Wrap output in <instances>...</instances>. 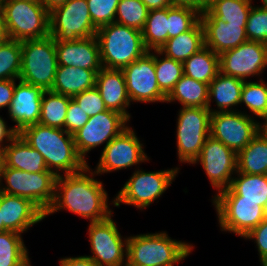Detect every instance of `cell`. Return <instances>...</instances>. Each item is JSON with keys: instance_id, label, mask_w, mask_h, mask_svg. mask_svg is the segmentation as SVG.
<instances>
[{"instance_id": "ac0fdd59", "label": "cell", "mask_w": 267, "mask_h": 266, "mask_svg": "<svg viewBox=\"0 0 267 266\" xmlns=\"http://www.w3.org/2000/svg\"><path fill=\"white\" fill-rule=\"evenodd\" d=\"M221 231L246 236L265 216V209L253 201H212Z\"/></svg>"}, {"instance_id": "4dcf8cb0", "label": "cell", "mask_w": 267, "mask_h": 266, "mask_svg": "<svg viewBox=\"0 0 267 266\" xmlns=\"http://www.w3.org/2000/svg\"><path fill=\"white\" fill-rule=\"evenodd\" d=\"M252 0H213L200 17H216L225 23L246 27Z\"/></svg>"}, {"instance_id": "5b68a950", "label": "cell", "mask_w": 267, "mask_h": 266, "mask_svg": "<svg viewBox=\"0 0 267 266\" xmlns=\"http://www.w3.org/2000/svg\"><path fill=\"white\" fill-rule=\"evenodd\" d=\"M22 62L19 80L51 90L58 67L55 39L48 35L21 41Z\"/></svg>"}, {"instance_id": "680465c9", "label": "cell", "mask_w": 267, "mask_h": 266, "mask_svg": "<svg viewBox=\"0 0 267 266\" xmlns=\"http://www.w3.org/2000/svg\"><path fill=\"white\" fill-rule=\"evenodd\" d=\"M261 2H262V5L261 6L258 5V7L267 9V0H261Z\"/></svg>"}, {"instance_id": "7bdbcfd3", "label": "cell", "mask_w": 267, "mask_h": 266, "mask_svg": "<svg viewBox=\"0 0 267 266\" xmlns=\"http://www.w3.org/2000/svg\"><path fill=\"white\" fill-rule=\"evenodd\" d=\"M72 98L83 112H86L88 117L95 116L98 113L108 110L101 97L100 91L96 86L87 89Z\"/></svg>"}, {"instance_id": "52a82bcc", "label": "cell", "mask_w": 267, "mask_h": 266, "mask_svg": "<svg viewBox=\"0 0 267 266\" xmlns=\"http://www.w3.org/2000/svg\"><path fill=\"white\" fill-rule=\"evenodd\" d=\"M179 169L178 166L156 172L135 169L113 199V205L116 207H120V204L133 205L139 210L149 207L171 186Z\"/></svg>"}, {"instance_id": "d590c367", "label": "cell", "mask_w": 267, "mask_h": 266, "mask_svg": "<svg viewBox=\"0 0 267 266\" xmlns=\"http://www.w3.org/2000/svg\"><path fill=\"white\" fill-rule=\"evenodd\" d=\"M154 65L160 91L167 97L184 75L183 62L163 56L158 50H154Z\"/></svg>"}, {"instance_id": "9f6ffc18", "label": "cell", "mask_w": 267, "mask_h": 266, "mask_svg": "<svg viewBox=\"0 0 267 266\" xmlns=\"http://www.w3.org/2000/svg\"><path fill=\"white\" fill-rule=\"evenodd\" d=\"M213 0H200V14L206 9Z\"/></svg>"}, {"instance_id": "d6a6232c", "label": "cell", "mask_w": 267, "mask_h": 266, "mask_svg": "<svg viewBox=\"0 0 267 266\" xmlns=\"http://www.w3.org/2000/svg\"><path fill=\"white\" fill-rule=\"evenodd\" d=\"M71 98L51 90H45L42 95L39 123L65 130V118Z\"/></svg>"}, {"instance_id": "e0dca14e", "label": "cell", "mask_w": 267, "mask_h": 266, "mask_svg": "<svg viewBox=\"0 0 267 266\" xmlns=\"http://www.w3.org/2000/svg\"><path fill=\"white\" fill-rule=\"evenodd\" d=\"M122 71L130 102H166V96L160 91L157 82L153 50L146 52Z\"/></svg>"}, {"instance_id": "681fc988", "label": "cell", "mask_w": 267, "mask_h": 266, "mask_svg": "<svg viewBox=\"0 0 267 266\" xmlns=\"http://www.w3.org/2000/svg\"><path fill=\"white\" fill-rule=\"evenodd\" d=\"M141 2L149 9H164L171 7L170 0H141Z\"/></svg>"}, {"instance_id": "f35d334b", "label": "cell", "mask_w": 267, "mask_h": 266, "mask_svg": "<svg viewBox=\"0 0 267 266\" xmlns=\"http://www.w3.org/2000/svg\"><path fill=\"white\" fill-rule=\"evenodd\" d=\"M242 103L259 118L267 105V83L261 78L257 82L245 81L240 99V104Z\"/></svg>"}, {"instance_id": "74e56055", "label": "cell", "mask_w": 267, "mask_h": 266, "mask_svg": "<svg viewBox=\"0 0 267 266\" xmlns=\"http://www.w3.org/2000/svg\"><path fill=\"white\" fill-rule=\"evenodd\" d=\"M149 9L141 0H120L116 9L115 23L143 30Z\"/></svg>"}, {"instance_id": "7dc6e473", "label": "cell", "mask_w": 267, "mask_h": 266, "mask_svg": "<svg viewBox=\"0 0 267 266\" xmlns=\"http://www.w3.org/2000/svg\"><path fill=\"white\" fill-rule=\"evenodd\" d=\"M14 126L9 127L4 118L0 116V151L3 152L5 147L18 135Z\"/></svg>"}, {"instance_id": "94428289", "label": "cell", "mask_w": 267, "mask_h": 266, "mask_svg": "<svg viewBox=\"0 0 267 266\" xmlns=\"http://www.w3.org/2000/svg\"><path fill=\"white\" fill-rule=\"evenodd\" d=\"M262 266H267V258L260 260Z\"/></svg>"}, {"instance_id": "c3c4849f", "label": "cell", "mask_w": 267, "mask_h": 266, "mask_svg": "<svg viewBox=\"0 0 267 266\" xmlns=\"http://www.w3.org/2000/svg\"><path fill=\"white\" fill-rule=\"evenodd\" d=\"M59 266H99L88 255L78 257H65L59 260Z\"/></svg>"}, {"instance_id": "8d00e7d4", "label": "cell", "mask_w": 267, "mask_h": 266, "mask_svg": "<svg viewBox=\"0 0 267 266\" xmlns=\"http://www.w3.org/2000/svg\"><path fill=\"white\" fill-rule=\"evenodd\" d=\"M21 62V41L8 39L0 44V80H19Z\"/></svg>"}, {"instance_id": "f907efd6", "label": "cell", "mask_w": 267, "mask_h": 266, "mask_svg": "<svg viewBox=\"0 0 267 266\" xmlns=\"http://www.w3.org/2000/svg\"><path fill=\"white\" fill-rule=\"evenodd\" d=\"M171 6L189 7L200 13V0H170Z\"/></svg>"}, {"instance_id": "6da1fadb", "label": "cell", "mask_w": 267, "mask_h": 266, "mask_svg": "<svg viewBox=\"0 0 267 266\" xmlns=\"http://www.w3.org/2000/svg\"><path fill=\"white\" fill-rule=\"evenodd\" d=\"M95 175L88 165L76 174L57 176L54 201L45 213V218L65 209L90 222L107 219L113 211L108 205V193L103 183L94 179Z\"/></svg>"}, {"instance_id": "277c9868", "label": "cell", "mask_w": 267, "mask_h": 266, "mask_svg": "<svg viewBox=\"0 0 267 266\" xmlns=\"http://www.w3.org/2000/svg\"><path fill=\"white\" fill-rule=\"evenodd\" d=\"M101 63L104 68L123 69L148 50L142 31L118 23H110L97 29Z\"/></svg>"}, {"instance_id": "7c38bea8", "label": "cell", "mask_w": 267, "mask_h": 266, "mask_svg": "<svg viewBox=\"0 0 267 266\" xmlns=\"http://www.w3.org/2000/svg\"><path fill=\"white\" fill-rule=\"evenodd\" d=\"M143 146L134 129L128 126L103 147L94 172L102 175L137 166L144 161L148 162L150 158L145 153Z\"/></svg>"}, {"instance_id": "db71d44e", "label": "cell", "mask_w": 267, "mask_h": 266, "mask_svg": "<svg viewBox=\"0 0 267 266\" xmlns=\"http://www.w3.org/2000/svg\"><path fill=\"white\" fill-rule=\"evenodd\" d=\"M264 120L263 124L258 122V128L260 132L267 133V105L263 114L259 117Z\"/></svg>"}, {"instance_id": "9a60e30c", "label": "cell", "mask_w": 267, "mask_h": 266, "mask_svg": "<svg viewBox=\"0 0 267 266\" xmlns=\"http://www.w3.org/2000/svg\"><path fill=\"white\" fill-rule=\"evenodd\" d=\"M202 165L210 185L217 190L218 194L230 187L232 175L237 172V153L225 146L211 135L205 140L199 157L194 161L195 164Z\"/></svg>"}, {"instance_id": "3957f363", "label": "cell", "mask_w": 267, "mask_h": 266, "mask_svg": "<svg viewBox=\"0 0 267 266\" xmlns=\"http://www.w3.org/2000/svg\"><path fill=\"white\" fill-rule=\"evenodd\" d=\"M127 238V263L136 266H174L193 251L192 244L172 239L165 231Z\"/></svg>"}, {"instance_id": "7a4b0ae2", "label": "cell", "mask_w": 267, "mask_h": 266, "mask_svg": "<svg viewBox=\"0 0 267 266\" xmlns=\"http://www.w3.org/2000/svg\"><path fill=\"white\" fill-rule=\"evenodd\" d=\"M19 135L33 149H36L46 162L49 171L56 176L76 174L89 164L77 152L73 135L61 128L37 123L24 128Z\"/></svg>"}, {"instance_id": "5bb4252c", "label": "cell", "mask_w": 267, "mask_h": 266, "mask_svg": "<svg viewBox=\"0 0 267 266\" xmlns=\"http://www.w3.org/2000/svg\"><path fill=\"white\" fill-rule=\"evenodd\" d=\"M254 116L242 111L211 113L210 135L236 153L260 131Z\"/></svg>"}, {"instance_id": "f6af8a7d", "label": "cell", "mask_w": 267, "mask_h": 266, "mask_svg": "<svg viewBox=\"0 0 267 266\" xmlns=\"http://www.w3.org/2000/svg\"><path fill=\"white\" fill-rule=\"evenodd\" d=\"M243 238L255 241L260 260L267 258V218L261 221Z\"/></svg>"}, {"instance_id": "2e32d148", "label": "cell", "mask_w": 267, "mask_h": 266, "mask_svg": "<svg viewBox=\"0 0 267 266\" xmlns=\"http://www.w3.org/2000/svg\"><path fill=\"white\" fill-rule=\"evenodd\" d=\"M220 72L247 81L267 67V44L247 41L219 55Z\"/></svg>"}, {"instance_id": "484cf974", "label": "cell", "mask_w": 267, "mask_h": 266, "mask_svg": "<svg viewBox=\"0 0 267 266\" xmlns=\"http://www.w3.org/2000/svg\"><path fill=\"white\" fill-rule=\"evenodd\" d=\"M4 164L29 173L49 171L44 157L18 134L4 149Z\"/></svg>"}, {"instance_id": "60d3db41", "label": "cell", "mask_w": 267, "mask_h": 266, "mask_svg": "<svg viewBox=\"0 0 267 266\" xmlns=\"http://www.w3.org/2000/svg\"><path fill=\"white\" fill-rule=\"evenodd\" d=\"M245 30L248 41L267 44V9L252 6Z\"/></svg>"}, {"instance_id": "816d5d0a", "label": "cell", "mask_w": 267, "mask_h": 266, "mask_svg": "<svg viewBox=\"0 0 267 266\" xmlns=\"http://www.w3.org/2000/svg\"><path fill=\"white\" fill-rule=\"evenodd\" d=\"M44 8L50 13L53 9L64 5L68 0H39Z\"/></svg>"}, {"instance_id": "6125c7cd", "label": "cell", "mask_w": 267, "mask_h": 266, "mask_svg": "<svg viewBox=\"0 0 267 266\" xmlns=\"http://www.w3.org/2000/svg\"><path fill=\"white\" fill-rule=\"evenodd\" d=\"M7 0H0V10H2L3 5L5 4Z\"/></svg>"}, {"instance_id": "836d02e7", "label": "cell", "mask_w": 267, "mask_h": 266, "mask_svg": "<svg viewBox=\"0 0 267 266\" xmlns=\"http://www.w3.org/2000/svg\"><path fill=\"white\" fill-rule=\"evenodd\" d=\"M168 8L149 10L142 30L143 42L148 51L159 50L168 40Z\"/></svg>"}, {"instance_id": "8992f818", "label": "cell", "mask_w": 267, "mask_h": 266, "mask_svg": "<svg viewBox=\"0 0 267 266\" xmlns=\"http://www.w3.org/2000/svg\"><path fill=\"white\" fill-rule=\"evenodd\" d=\"M2 13L9 39L23 41L49 35V12L39 0H7Z\"/></svg>"}, {"instance_id": "7402d4cb", "label": "cell", "mask_w": 267, "mask_h": 266, "mask_svg": "<svg viewBox=\"0 0 267 266\" xmlns=\"http://www.w3.org/2000/svg\"><path fill=\"white\" fill-rule=\"evenodd\" d=\"M230 187L215 194L212 201H253L267 205V175L236 172Z\"/></svg>"}, {"instance_id": "91938a15", "label": "cell", "mask_w": 267, "mask_h": 266, "mask_svg": "<svg viewBox=\"0 0 267 266\" xmlns=\"http://www.w3.org/2000/svg\"><path fill=\"white\" fill-rule=\"evenodd\" d=\"M20 266H32L31 265L30 258L26 262H24L22 265H20Z\"/></svg>"}, {"instance_id": "4fadbf2b", "label": "cell", "mask_w": 267, "mask_h": 266, "mask_svg": "<svg viewBox=\"0 0 267 266\" xmlns=\"http://www.w3.org/2000/svg\"><path fill=\"white\" fill-rule=\"evenodd\" d=\"M128 122L123 114L110 109L89 117L87 123L73 134L77 152L88 163L87 153L104 143L106 146L128 127Z\"/></svg>"}, {"instance_id": "be15d7a7", "label": "cell", "mask_w": 267, "mask_h": 266, "mask_svg": "<svg viewBox=\"0 0 267 266\" xmlns=\"http://www.w3.org/2000/svg\"><path fill=\"white\" fill-rule=\"evenodd\" d=\"M122 266H136V265H133V264H129V263H125L124 265H122Z\"/></svg>"}, {"instance_id": "11a10c76", "label": "cell", "mask_w": 267, "mask_h": 266, "mask_svg": "<svg viewBox=\"0 0 267 266\" xmlns=\"http://www.w3.org/2000/svg\"><path fill=\"white\" fill-rule=\"evenodd\" d=\"M4 154L0 151V184L2 183V173H3V167H4Z\"/></svg>"}, {"instance_id": "44dd1931", "label": "cell", "mask_w": 267, "mask_h": 266, "mask_svg": "<svg viewBox=\"0 0 267 266\" xmlns=\"http://www.w3.org/2000/svg\"><path fill=\"white\" fill-rule=\"evenodd\" d=\"M58 66H73L101 70L99 44L96 36L76 41H55Z\"/></svg>"}, {"instance_id": "ba28073f", "label": "cell", "mask_w": 267, "mask_h": 266, "mask_svg": "<svg viewBox=\"0 0 267 266\" xmlns=\"http://www.w3.org/2000/svg\"><path fill=\"white\" fill-rule=\"evenodd\" d=\"M56 179L53 172L29 173L4 165L0 192L29 199L45 214L54 201Z\"/></svg>"}, {"instance_id": "603a6c76", "label": "cell", "mask_w": 267, "mask_h": 266, "mask_svg": "<svg viewBox=\"0 0 267 266\" xmlns=\"http://www.w3.org/2000/svg\"><path fill=\"white\" fill-rule=\"evenodd\" d=\"M96 87L100 91L107 109L123 114L130 121L131 115L127 108H129L131 102L122 69L102 67L97 73Z\"/></svg>"}, {"instance_id": "30bf717a", "label": "cell", "mask_w": 267, "mask_h": 266, "mask_svg": "<svg viewBox=\"0 0 267 266\" xmlns=\"http://www.w3.org/2000/svg\"><path fill=\"white\" fill-rule=\"evenodd\" d=\"M49 16V35L55 41H76L96 35L87 0H68L53 9Z\"/></svg>"}, {"instance_id": "e7e4bbea", "label": "cell", "mask_w": 267, "mask_h": 266, "mask_svg": "<svg viewBox=\"0 0 267 266\" xmlns=\"http://www.w3.org/2000/svg\"><path fill=\"white\" fill-rule=\"evenodd\" d=\"M265 216H266V218H267V205H266V207H265Z\"/></svg>"}, {"instance_id": "bcb514c9", "label": "cell", "mask_w": 267, "mask_h": 266, "mask_svg": "<svg viewBox=\"0 0 267 266\" xmlns=\"http://www.w3.org/2000/svg\"><path fill=\"white\" fill-rule=\"evenodd\" d=\"M15 80H0V109L9 108L14 95Z\"/></svg>"}, {"instance_id": "ee69618b", "label": "cell", "mask_w": 267, "mask_h": 266, "mask_svg": "<svg viewBox=\"0 0 267 266\" xmlns=\"http://www.w3.org/2000/svg\"><path fill=\"white\" fill-rule=\"evenodd\" d=\"M88 119L86 112H83L74 99L71 98L65 118V131L73 135L87 123Z\"/></svg>"}, {"instance_id": "ffe728a7", "label": "cell", "mask_w": 267, "mask_h": 266, "mask_svg": "<svg viewBox=\"0 0 267 266\" xmlns=\"http://www.w3.org/2000/svg\"><path fill=\"white\" fill-rule=\"evenodd\" d=\"M0 211L4 231L20 234L28 232L31 226L41 222L45 214L29 199L0 192Z\"/></svg>"}, {"instance_id": "4316f807", "label": "cell", "mask_w": 267, "mask_h": 266, "mask_svg": "<svg viewBox=\"0 0 267 266\" xmlns=\"http://www.w3.org/2000/svg\"><path fill=\"white\" fill-rule=\"evenodd\" d=\"M73 66H58L51 91L73 97L96 86L97 73Z\"/></svg>"}, {"instance_id": "d4e9b609", "label": "cell", "mask_w": 267, "mask_h": 266, "mask_svg": "<svg viewBox=\"0 0 267 266\" xmlns=\"http://www.w3.org/2000/svg\"><path fill=\"white\" fill-rule=\"evenodd\" d=\"M244 82L245 81L242 79L225 75L219 71L213 81L209 84L207 108L210 112L237 111V109L235 110L234 108L240 104ZM212 101L216 103L218 107L217 110L211 108Z\"/></svg>"}, {"instance_id": "d6986e66", "label": "cell", "mask_w": 267, "mask_h": 266, "mask_svg": "<svg viewBox=\"0 0 267 266\" xmlns=\"http://www.w3.org/2000/svg\"><path fill=\"white\" fill-rule=\"evenodd\" d=\"M14 95L7 109L9 117L15 122V130L19 133L28 126L39 123L41 116L42 95L45 90L18 80Z\"/></svg>"}, {"instance_id": "ab89813d", "label": "cell", "mask_w": 267, "mask_h": 266, "mask_svg": "<svg viewBox=\"0 0 267 266\" xmlns=\"http://www.w3.org/2000/svg\"><path fill=\"white\" fill-rule=\"evenodd\" d=\"M168 39L189 31L199 20L200 13L189 7H168Z\"/></svg>"}, {"instance_id": "b9f144b4", "label": "cell", "mask_w": 267, "mask_h": 266, "mask_svg": "<svg viewBox=\"0 0 267 266\" xmlns=\"http://www.w3.org/2000/svg\"><path fill=\"white\" fill-rule=\"evenodd\" d=\"M120 0H87L93 25L98 29L115 22L116 9Z\"/></svg>"}, {"instance_id": "e575fe53", "label": "cell", "mask_w": 267, "mask_h": 266, "mask_svg": "<svg viewBox=\"0 0 267 266\" xmlns=\"http://www.w3.org/2000/svg\"><path fill=\"white\" fill-rule=\"evenodd\" d=\"M22 234L14 231L0 232V266H20L29 259Z\"/></svg>"}, {"instance_id": "f5cc1de1", "label": "cell", "mask_w": 267, "mask_h": 266, "mask_svg": "<svg viewBox=\"0 0 267 266\" xmlns=\"http://www.w3.org/2000/svg\"><path fill=\"white\" fill-rule=\"evenodd\" d=\"M9 39L6 24L4 20V16L2 10H0V43H4Z\"/></svg>"}, {"instance_id": "cb8c5ba5", "label": "cell", "mask_w": 267, "mask_h": 266, "mask_svg": "<svg viewBox=\"0 0 267 266\" xmlns=\"http://www.w3.org/2000/svg\"><path fill=\"white\" fill-rule=\"evenodd\" d=\"M204 28L205 46L216 54L236 48L248 41L245 27L225 23L216 17H200Z\"/></svg>"}, {"instance_id": "83f0119b", "label": "cell", "mask_w": 267, "mask_h": 266, "mask_svg": "<svg viewBox=\"0 0 267 266\" xmlns=\"http://www.w3.org/2000/svg\"><path fill=\"white\" fill-rule=\"evenodd\" d=\"M204 46V28L199 20L189 31L169 38L158 51L168 58L184 62Z\"/></svg>"}, {"instance_id": "1f68e13d", "label": "cell", "mask_w": 267, "mask_h": 266, "mask_svg": "<svg viewBox=\"0 0 267 266\" xmlns=\"http://www.w3.org/2000/svg\"><path fill=\"white\" fill-rule=\"evenodd\" d=\"M183 70L184 75L210 84L220 71L219 54L204 46L183 62Z\"/></svg>"}, {"instance_id": "f546056e", "label": "cell", "mask_w": 267, "mask_h": 266, "mask_svg": "<svg viewBox=\"0 0 267 266\" xmlns=\"http://www.w3.org/2000/svg\"><path fill=\"white\" fill-rule=\"evenodd\" d=\"M209 84L183 75L166 97L165 103L178 101L182 107H204L208 105Z\"/></svg>"}, {"instance_id": "8fae6325", "label": "cell", "mask_w": 267, "mask_h": 266, "mask_svg": "<svg viewBox=\"0 0 267 266\" xmlns=\"http://www.w3.org/2000/svg\"><path fill=\"white\" fill-rule=\"evenodd\" d=\"M111 214L100 222H90L88 235L92 255L99 266H122L127 262V240L121 236ZM125 247V248H124Z\"/></svg>"}, {"instance_id": "6f0895ef", "label": "cell", "mask_w": 267, "mask_h": 266, "mask_svg": "<svg viewBox=\"0 0 267 266\" xmlns=\"http://www.w3.org/2000/svg\"><path fill=\"white\" fill-rule=\"evenodd\" d=\"M4 231V222L2 220L1 211H0V232Z\"/></svg>"}, {"instance_id": "9c48e42d", "label": "cell", "mask_w": 267, "mask_h": 266, "mask_svg": "<svg viewBox=\"0 0 267 266\" xmlns=\"http://www.w3.org/2000/svg\"><path fill=\"white\" fill-rule=\"evenodd\" d=\"M176 124L178 161L193 164L210 136L211 112L204 107H181Z\"/></svg>"}, {"instance_id": "f1b7e54d", "label": "cell", "mask_w": 267, "mask_h": 266, "mask_svg": "<svg viewBox=\"0 0 267 266\" xmlns=\"http://www.w3.org/2000/svg\"><path fill=\"white\" fill-rule=\"evenodd\" d=\"M237 171L267 175V133L259 132L237 153Z\"/></svg>"}]
</instances>
